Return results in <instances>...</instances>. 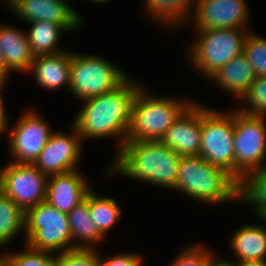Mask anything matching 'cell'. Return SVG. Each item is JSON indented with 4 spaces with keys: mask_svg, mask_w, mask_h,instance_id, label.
<instances>
[{
    "mask_svg": "<svg viewBox=\"0 0 266 266\" xmlns=\"http://www.w3.org/2000/svg\"><path fill=\"white\" fill-rule=\"evenodd\" d=\"M67 216L72 238V250L96 249L94 244L97 246L98 242L100 243V241L105 239V236L93 222L89 213L88 203L85 200L77 205Z\"/></svg>",
    "mask_w": 266,
    "mask_h": 266,
    "instance_id": "21",
    "label": "cell"
},
{
    "mask_svg": "<svg viewBox=\"0 0 266 266\" xmlns=\"http://www.w3.org/2000/svg\"><path fill=\"white\" fill-rule=\"evenodd\" d=\"M249 32L247 28L197 31V37L188 50L192 66L209 79L228 61L243 53Z\"/></svg>",
    "mask_w": 266,
    "mask_h": 266,
    "instance_id": "5",
    "label": "cell"
},
{
    "mask_svg": "<svg viewBox=\"0 0 266 266\" xmlns=\"http://www.w3.org/2000/svg\"><path fill=\"white\" fill-rule=\"evenodd\" d=\"M0 47L4 56L5 82L12 71L23 74L29 72L34 56L25 31L0 24Z\"/></svg>",
    "mask_w": 266,
    "mask_h": 266,
    "instance_id": "17",
    "label": "cell"
},
{
    "mask_svg": "<svg viewBox=\"0 0 266 266\" xmlns=\"http://www.w3.org/2000/svg\"><path fill=\"white\" fill-rule=\"evenodd\" d=\"M245 0H195L191 14L197 31L247 28L250 12Z\"/></svg>",
    "mask_w": 266,
    "mask_h": 266,
    "instance_id": "12",
    "label": "cell"
},
{
    "mask_svg": "<svg viewBox=\"0 0 266 266\" xmlns=\"http://www.w3.org/2000/svg\"><path fill=\"white\" fill-rule=\"evenodd\" d=\"M262 219L266 222V214L262 217Z\"/></svg>",
    "mask_w": 266,
    "mask_h": 266,
    "instance_id": "39",
    "label": "cell"
},
{
    "mask_svg": "<svg viewBox=\"0 0 266 266\" xmlns=\"http://www.w3.org/2000/svg\"><path fill=\"white\" fill-rule=\"evenodd\" d=\"M0 82H5L4 56L1 47H0Z\"/></svg>",
    "mask_w": 266,
    "mask_h": 266,
    "instance_id": "36",
    "label": "cell"
},
{
    "mask_svg": "<svg viewBox=\"0 0 266 266\" xmlns=\"http://www.w3.org/2000/svg\"><path fill=\"white\" fill-rule=\"evenodd\" d=\"M28 24H31V27L26 35L34 57L65 51L58 44L59 37L62 35L61 32H68L63 25L50 21H33Z\"/></svg>",
    "mask_w": 266,
    "mask_h": 266,
    "instance_id": "23",
    "label": "cell"
},
{
    "mask_svg": "<svg viewBox=\"0 0 266 266\" xmlns=\"http://www.w3.org/2000/svg\"><path fill=\"white\" fill-rule=\"evenodd\" d=\"M256 74L253 67L242 53L228 61L209 79L228 93L241 98L250 88Z\"/></svg>",
    "mask_w": 266,
    "mask_h": 266,
    "instance_id": "19",
    "label": "cell"
},
{
    "mask_svg": "<svg viewBox=\"0 0 266 266\" xmlns=\"http://www.w3.org/2000/svg\"><path fill=\"white\" fill-rule=\"evenodd\" d=\"M260 220L261 225L248 223L233 233L230 246L236 256L234 261L266 259V222Z\"/></svg>",
    "mask_w": 266,
    "mask_h": 266,
    "instance_id": "20",
    "label": "cell"
},
{
    "mask_svg": "<svg viewBox=\"0 0 266 266\" xmlns=\"http://www.w3.org/2000/svg\"><path fill=\"white\" fill-rule=\"evenodd\" d=\"M95 249H73L57 255L58 266H99Z\"/></svg>",
    "mask_w": 266,
    "mask_h": 266,
    "instance_id": "31",
    "label": "cell"
},
{
    "mask_svg": "<svg viewBox=\"0 0 266 266\" xmlns=\"http://www.w3.org/2000/svg\"><path fill=\"white\" fill-rule=\"evenodd\" d=\"M233 138L234 111L225 113L202 106L200 156L235 178Z\"/></svg>",
    "mask_w": 266,
    "mask_h": 266,
    "instance_id": "8",
    "label": "cell"
},
{
    "mask_svg": "<svg viewBox=\"0 0 266 266\" xmlns=\"http://www.w3.org/2000/svg\"><path fill=\"white\" fill-rule=\"evenodd\" d=\"M79 170L48 177L46 201L63 213H70L84 201L91 190L87 178Z\"/></svg>",
    "mask_w": 266,
    "mask_h": 266,
    "instance_id": "16",
    "label": "cell"
},
{
    "mask_svg": "<svg viewBox=\"0 0 266 266\" xmlns=\"http://www.w3.org/2000/svg\"><path fill=\"white\" fill-rule=\"evenodd\" d=\"M24 247V251L4 253L11 266H58L57 255L31 249L26 244Z\"/></svg>",
    "mask_w": 266,
    "mask_h": 266,
    "instance_id": "29",
    "label": "cell"
},
{
    "mask_svg": "<svg viewBox=\"0 0 266 266\" xmlns=\"http://www.w3.org/2000/svg\"><path fill=\"white\" fill-rule=\"evenodd\" d=\"M238 201L251 205L259 218L266 214V167L247 173L239 181Z\"/></svg>",
    "mask_w": 266,
    "mask_h": 266,
    "instance_id": "24",
    "label": "cell"
},
{
    "mask_svg": "<svg viewBox=\"0 0 266 266\" xmlns=\"http://www.w3.org/2000/svg\"><path fill=\"white\" fill-rule=\"evenodd\" d=\"M181 156L160 141H125L107 176L119 174L174 190Z\"/></svg>",
    "mask_w": 266,
    "mask_h": 266,
    "instance_id": "2",
    "label": "cell"
},
{
    "mask_svg": "<svg viewBox=\"0 0 266 266\" xmlns=\"http://www.w3.org/2000/svg\"><path fill=\"white\" fill-rule=\"evenodd\" d=\"M142 87L132 104L126 141H159L194 102L171 96L155 97Z\"/></svg>",
    "mask_w": 266,
    "mask_h": 266,
    "instance_id": "4",
    "label": "cell"
},
{
    "mask_svg": "<svg viewBox=\"0 0 266 266\" xmlns=\"http://www.w3.org/2000/svg\"><path fill=\"white\" fill-rule=\"evenodd\" d=\"M0 266H11L8 257L5 254H0Z\"/></svg>",
    "mask_w": 266,
    "mask_h": 266,
    "instance_id": "37",
    "label": "cell"
},
{
    "mask_svg": "<svg viewBox=\"0 0 266 266\" xmlns=\"http://www.w3.org/2000/svg\"><path fill=\"white\" fill-rule=\"evenodd\" d=\"M128 78L124 71L100 56L71 52L69 90L81 101L111 92Z\"/></svg>",
    "mask_w": 266,
    "mask_h": 266,
    "instance_id": "7",
    "label": "cell"
},
{
    "mask_svg": "<svg viewBox=\"0 0 266 266\" xmlns=\"http://www.w3.org/2000/svg\"><path fill=\"white\" fill-rule=\"evenodd\" d=\"M141 86L128 78L115 90L82 101L83 108L72 121L82 140L115 138L117 153L126 141L132 104Z\"/></svg>",
    "mask_w": 266,
    "mask_h": 266,
    "instance_id": "1",
    "label": "cell"
},
{
    "mask_svg": "<svg viewBox=\"0 0 266 266\" xmlns=\"http://www.w3.org/2000/svg\"><path fill=\"white\" fill-rule=\"evenodd\" d=\"M25 230V212L0 190V248Z\"/></svg>",
    "mask_w": 266,
    "mask_h": 266,
    "instance_id": "26",
    "label": "cell"
},
{
    "mask_svg": "<svg viewBox=\"0 0 266 266\" xmlns=\"http://www.w3.org/2000/svg\"><path fill=\"white\" fill-rule=\"evenodd\" d=\"M208 266H236V261H232L230 259H224L216 257L214 254L211 257V260L209 262Z\"/></svg>",
    "mask_w": 266,
    "mask_h": 266,
    "instance_id": "34",
    "label": "cell"
},
{
    "mask_svg": "<svg viewBox=\"0 0 266 266\" xmlns=\"http://www.w3.org/2000/svg\"><path fill=\"white\" fill-rule=\"evenodd\" d=\"M101 254H98L99 266H143V260L141 255L134 253L116 254L106 259L101 258Z\"/></svg>",
    "mask_w": 266,
    "mask_h": 266,
    "instance_id": "32",
    "label": "cell"
},
{
    "mask_svg": "<svg viewBox=\"0 0 266 266\" xmlns=\"http://www.w3.org/2000/svg\"><path fill=\"white\" fill-rule=\"evenodd\" d=\"M195 0H145L148 17L171 30L190 22Z\"/></svg>",
    "mask_w": 266,
    "mask_h": 266,
    "instance_id": "22",
    "label": "cell"
},
{
    "mask_svg": "<svg viewBox=\"0 0 266 266\" xmlns=\"http://www.w3.org/2000/svg\"><path fill=\"white\" fill-rule=\"evenodd\" d=\"M239 182L227 171L199 156H181L175 191L202 204L238 201Z\"/></svg>",
    "mask_w": 266,
    "mask_h": 266,
    "instance_id": "3",
    "label": "cell"
},
{
    "mask_svg": "<svg viewBox=\"0 0 266 266\" xmlns=\"http://www.w3.org/2000/svg\"><path fill=\"white\" fill-rule=\"evenodd\" d=\"M92 190L87 193L84 200L88 203L89 213L93 222L106 237L108 231L119 221L122 211L117 200L97 195Z\"/></svg>",
    "mask_w": 266,
    "mask_h": 266,
    "instance_id": "25",
    "label": "cell"
},
{
    "mask_svg": "<svg viewBox=\"0 0 266 266\" xmlns=\"http://www.w3.org/2000/svg\"><path fill=\"white\" fill-rule=\"evenodd\" d=\"M92 2H95V3H105V2H109V0H90Z\"/></svg>",
    "mask_w": 266,
    "mask_h": 266,
    "instance_id": "38",
    "label": "cell"
},
{
    "mask_svg": "<svg viewBox=\"0 0 266 266\" xmlns=\"http://www.w3.org/2000/svg\"><path fill=\"white\" fill-rule=\"evenodd\" d=\"M71 133L53 132L44 149L40 152L33 165L42 173L50 176L67 173L78 169L82 155V137L71 125Z\"/></svg>",
    "mask_w": 266,
    "mask_h": 266,
    "instance_id": "13",
    "label": "cell"
},
{
    "mask_svg": "<svg viewBox=\"0 0 266 266\" xmlns=\"http://www.w3.org/2000/svg\"><path fill=\"white\" fill-rule=\"evenodd\" d=\"M23 232L25 244L31 249L53 254L72 250L67 214L60 212L47 201L38 203L25 212Z\"/></svg>",
    "mask_w": 266,
    "mask_h": 266,
    "instance_id": "6",
    "label": "cell"
},
{
    "mask_svg": "<svg viewBox=\"0 0 266 266\" xmlns=\"http://www.w3.org/2000/svg\"><path fill=\"white\" fill-rule=\"evenodd\" d=\"M265 116L246 115L234 110L235 179L266 167Z\"/></svg>",
    "mask_w": 266,
    "mask_h": 266,
    "instance_id": "9",
    "label": "cell"
},
{
    "mask_svg": "<svg viewBox=\"0 0 266 266\" xmlns=\"http://www.w3.org/2000/svg\"><path fill=\"white\" fill-rule=\"evenodd\" d=\"M48 177L33 164L9 162L0 167V190L26 212L46 201Z\"/></svg>",
    "mask_w": 266,
    "mask_h": 266,
    "instance_id": "10",
    "label": "cell"
},
{
    "mask_svg": "<svg viewBox=\"0 0 266 266\" xmlns=\"http://www.w3.org/2000/svg\"><path fill=\"white\" fill-rule=\"evenodd\" d=\"M28 73H33L36 83L47 90H56L70 86L71 52L62 51L57 54L34 57Z\"/></svg>",
    "mask_w": 266,
    "mask_h": 266,
    "instance_id": "18",
    "label": "cell"
},
{
    "mask_svg": "<svg viewBox=\"0 0 266 266\" xmlns=\"http://www.w3.org/2000/svg\"><path fill=\"white\" fill-rule=\"evenodd\" d=\"M201 128L202 105L194 102L159 141L180 156H199Z\"/></svg>",
    "mask_w": 266,
    "mask_h": 266,
    "instance_id": "15",
    "label": "cell"
},
{
    "mask_svg": "<svg viewBox=\"0 0 266 266\" xmlns=\"http://www.w3.org/2000/svg\"><path fill=\"white\" fill-rule=\"evenodd\" d=\"M236 266H266L265 260H241L236 261Z\"/></svg>",
    "mask_w": 266,
    "mask_h": 266,
    "instance_id": "35",
    "label": "cell"
},
{
    "mask_svg": "<svg viewBox=\"0 0 266 266\" xmlns=\"http://www.w3.org/2000/svg\"><path fill=\"white\" fill-rule=\"evenodd\" d=\"M212 253L197 244L183 247L169 266H208Z\"/></svg>",
    "mask_w": 266,
    "mask_h": 266,
    "instance_id": "30",
    "label": "cell"
},
{
    "mask_svg": "<svg viewBox=\"0 0 266 266\" xmlns=\"http://www.w3.org/2000/svg\"><path fill=\"white\" fill-rule=\"evenodd\" d=\"M241 99L247 104L238 108V111L246 115L266 117V76H256Z\"/></svg>",
    "mask_w": 266,
    "mask_h": 266,
    "instance_id": "27",
    "label": "cell"
},
{
    "mask_svg": "<svg viewBox=\"0 0 266 266\" xmlns=\"http://www.w3.org/2000/svg\"><path fill=\"white\" fill-rule=\"evenodd\" d=\"M11 12L27 23L50 21L63 25L69 32L83 24V17L67 2L69 0H4Z\"/></svg>",
    "mask_w": 266,
    "mask_h": 266,
    "instance_id": "14",
    "label": "cell"
},
{
    "mask_svg": "<svg viewBox=\"0 0 266 266\" xmlns=\"http://www.w3.org/2000/svg\"><path fill=\"white\" fill-rule=\"evenodd\" d=\"M6 82H0V134L5 133L8 131L9 123H8V114L6 113L4 104H3V96L1 93V90L3 89V86H5Z\"/></svg>",
    "mask_w": 266,
    "mask_h": 266,
    "instance_id": "33",
    "label": "cell"
},
{
    "mask_svg": "<svg viewBox=\"0 0 266 266\" xmlns=\"http://www.w3.org/2000/svg\"><path fill=\"white\" fill-rule=\"evenodd\" d=\"M243 54L256 76H266V39L249 32L244 42Z\"/></svg>",
    "mask_w": 266,
    "mask_h": 266,
    "instance_id": "28",
    "label": "cell"
},
{
    "mask_svg": "<svg viewBox=\"0 0 266 266\" xmlns=\"http://www.w3.org/2000/svg\"><path fill=\"white\" fill-rule=\"evenodd\" d=\"M33 110H25L14 126L9 125L8 147L13 163L33 164L54 132L51 125Z\"/></svg>",
    "mask_w": 266,
    "mask_h": 266,
    "instance_id": "11",
    "label": "cell"
}]
</instances>
